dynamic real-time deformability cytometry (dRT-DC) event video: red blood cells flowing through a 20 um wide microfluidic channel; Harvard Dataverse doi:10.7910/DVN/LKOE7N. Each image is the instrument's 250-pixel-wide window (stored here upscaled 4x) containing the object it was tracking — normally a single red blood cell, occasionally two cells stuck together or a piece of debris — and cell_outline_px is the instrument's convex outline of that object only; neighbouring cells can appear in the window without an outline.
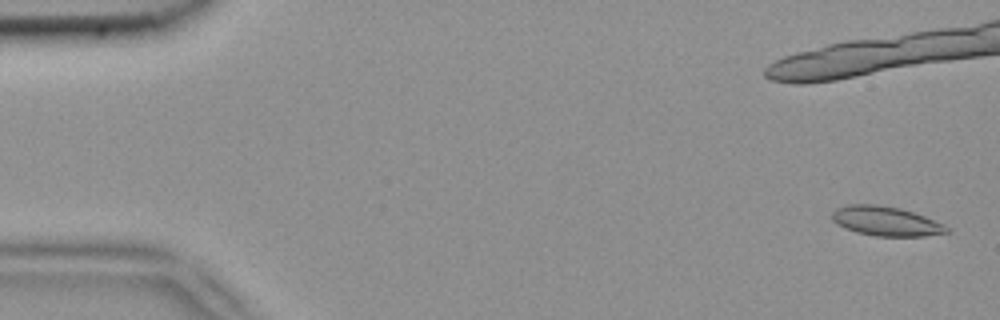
{"species": "common noctule bat (a hibernating species)", "species_latin": "Nyctalus noctula", "temperature_condition": "room temperature", "stored_images_in_passage": 21, "camera_frame_rate_fps": 3000, "um_per_image_px": 0.085, "animal": {"sex": "female", "body_mass_g": 18.4}, "frame": {"image": 1, "passage_image": 1, "time_ms": 0.0, "image_size_px": [1000, 320], "cell_outline_px": [[952, 232], [924, 236], [876, 236], [856, 232], [844, 228], [836, 224], [832, 220], [832, 212], [836, 208], [848, 204], [876, 204], [900, 208], [924, 216], [944, 224]], "centroid_in_image_um": [75.28, 18.8], "position_along_channel_um": 9.7, "area_um2": 19.77}}